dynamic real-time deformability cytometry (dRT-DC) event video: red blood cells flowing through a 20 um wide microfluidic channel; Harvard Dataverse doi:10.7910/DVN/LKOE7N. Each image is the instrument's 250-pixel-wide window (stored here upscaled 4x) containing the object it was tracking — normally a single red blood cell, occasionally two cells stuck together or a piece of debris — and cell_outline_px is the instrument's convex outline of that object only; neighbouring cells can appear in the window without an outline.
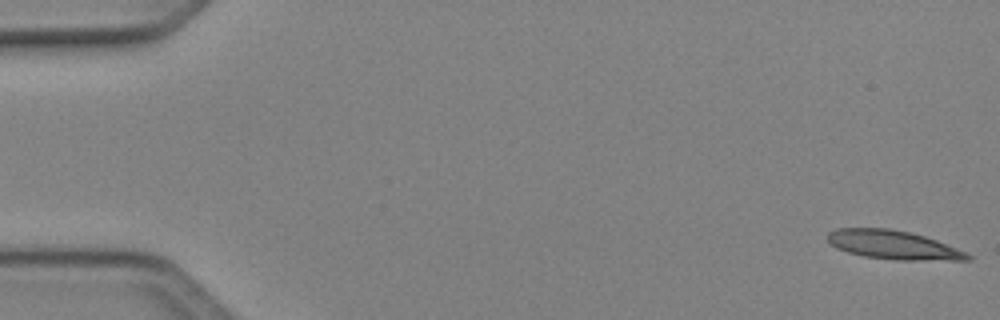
{"species": "Egyptian fruit bat (a non-hibernating species)", "species_latin": "Rousettus aegyptiacus", "temperature_condition": "cold", "stored_images_in_passage": 25, "camera_frame_rate_fps": 3000, "um_per_image_px": 0.085, "animal": {"sex": "female"}, "frame": {"image": 1, "passage_image": 1, "time_ms": 0.0, "image_size_px": [1000, 320], "cell_outline_px": [[972, 260], [896, 260], [864, 256], [848, 252], [836, 248], [828, 240], [828, 232], [836, 228], [888, 228], [912, 232], [936, 240], [956, 248], [972, 256]], "centroid_in_image_um": [75.92, 20.81], "position_along_channel_um": 9.1, "area_um2": 23.41}}
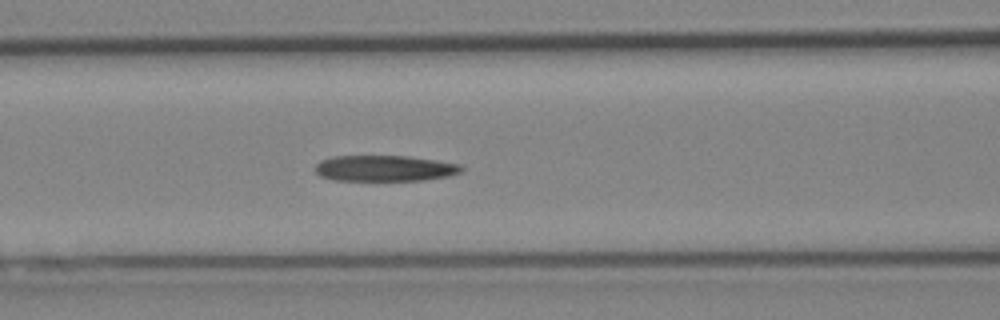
{"frame": {"image": 2, "passage_image": 21, "time_ms": 6.667, "image_size_px": [1000, 320], "cell_outline_px": [[464, 168], [460, 172], [448, 176], [424, 180], [336, 180], [320, 176], [316, 172], [316, 164], [320, 160], [332, 156], [408, 156], [436, 160], [460, 164]], "centroid_in_image_um": [32.7, 14.3], "position_along_channel_um": 133.9, "area_um2": 22.02}}
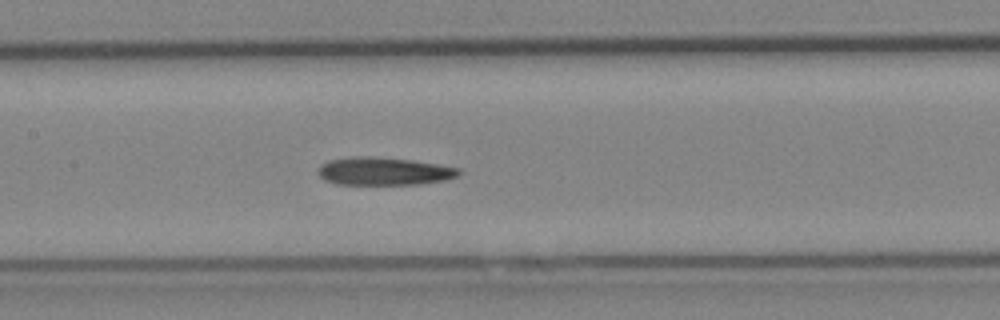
{"frame": {"image": 3, "passage_image": 24, "time_ms": 7.667, "image_size_px": [1000, 320], "cell_outline_px": [[460, 176], [444, 180], [416, 184], [336, 184], [324, 180], [316, 172], [320, 164], [328, 160], [356, 156], [372, 156], [412, 160], [460, 168]], "centroid_in_image_um": [32.59, 14.55], "position_along_channel_um": 174.8, "area_um2": 22.95}}